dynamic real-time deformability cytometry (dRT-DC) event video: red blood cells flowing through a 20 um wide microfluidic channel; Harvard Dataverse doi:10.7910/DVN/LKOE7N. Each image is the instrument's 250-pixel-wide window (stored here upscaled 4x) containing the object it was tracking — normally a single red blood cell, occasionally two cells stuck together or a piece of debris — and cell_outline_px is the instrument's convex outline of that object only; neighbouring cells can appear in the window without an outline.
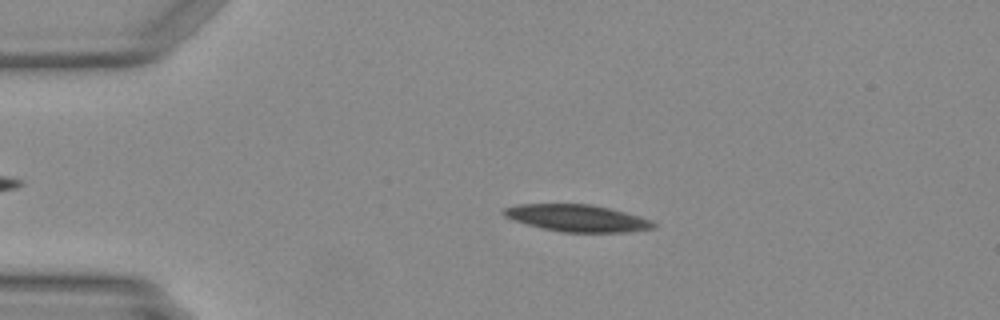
{"species": "Egyptian fruit bat (a non-hibernating species)", "species_latin": "Rousettus aegyptiacus", "temperature_condition": "warm", "stored_images_in_passage": 13, "camera_frame_rate_fps": 3000, "um_per_image_px": 0.085, "animal": {"sex": "female"}, "frame": {"image": 1, "passage_image": 7, "time_ms": 2.0, "image_size_px": [1000, 320], "cell_outline_px": [[656, 228], [628, 232], [564, 232], [540, 228], [504, 216], [500, 212], [504, 208], [520, 204], [592, 204], [624, 212], [648, 220], [656, 224]], "centroid_in_image_um": [49.03, 18.54], "position_along_channel_um": 36.0, "area_um2": 23.24}}